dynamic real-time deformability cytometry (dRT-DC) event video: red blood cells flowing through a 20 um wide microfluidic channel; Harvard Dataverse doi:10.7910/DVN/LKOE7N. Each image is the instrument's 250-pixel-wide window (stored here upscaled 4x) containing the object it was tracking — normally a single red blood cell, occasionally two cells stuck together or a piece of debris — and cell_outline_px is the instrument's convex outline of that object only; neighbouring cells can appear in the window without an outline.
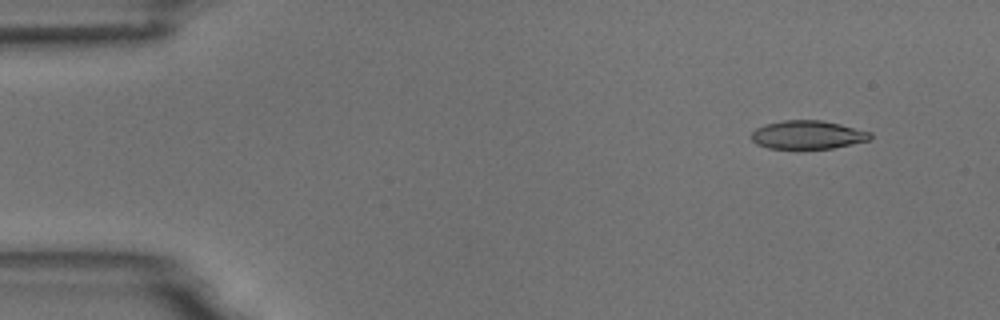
{"species": "common noctule bat (a hibernating species)", "species_latin": "Nyctalus noctula", "temperature_condition": "room temperature", "stored_images_in_passage": 4, "camera_frame_rate_fps": 3000, "um_per_image_px": 0.085, "animal": {"sex": "male", "body_mass_g": 18.8}, "frame": {"image": 1, "passage_image": 2, "time_ms": 1.333, "image_size_px": [1000, 320], "cell_outline_px": [[872, 136], [868, 140], [832, 148], [768, 148], [756, 144], [752, 140], [752, 132], [756, 128], [764, 124], [784, 120], [820, 120], [840, 124], [872, 132]], "centroid_in_image_um": [68.63, 11.45], "position_along_channel_um": 16.4, "area_um2": 19.54}}